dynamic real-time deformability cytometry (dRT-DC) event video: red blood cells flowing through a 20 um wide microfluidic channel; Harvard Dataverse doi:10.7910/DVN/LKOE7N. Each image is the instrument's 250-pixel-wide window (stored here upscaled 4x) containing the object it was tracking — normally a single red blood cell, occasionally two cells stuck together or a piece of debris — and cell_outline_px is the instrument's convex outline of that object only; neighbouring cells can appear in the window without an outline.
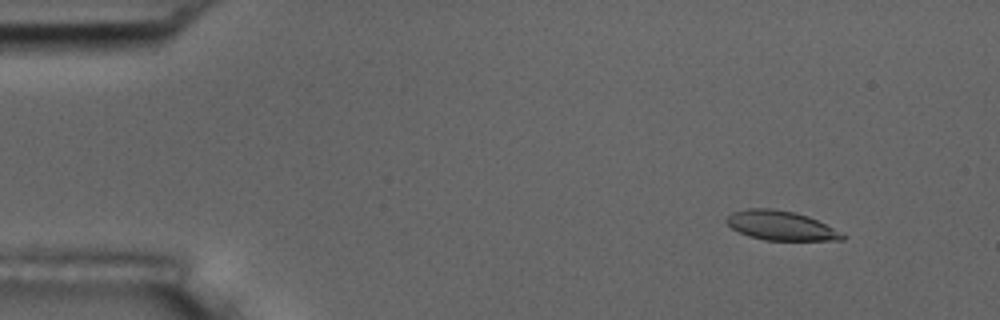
{"species": "common noctule bat (a hibernating species)", "species_latin": "Nyctalus noctula", "temperature_condition": "room temperature", "stored_images_in_passage": 56, "camera_frame_rate_fps": 3000, "um_per_image_px": 0.085, "animal": {"sex": "male", "body_mass_g": 17.5, "forearm_length_mm": 52.3}, "frame": {"image": 1, "passage_image": 6, "time_ms": 1.667, "image_size_px": [1000, 320], "cell_outline_px": [[848, 236], [844, 240], [764, 240], [748, 236], [732, 228], [724, 220], [732, 212], [748, 208], [772, 208], [796, 212], [808, 216], [844, 232]], "centroid_in_image_um": [66.41, 19.17], "position_along_channel_um": 18.6, "area_um2": 20.06}}
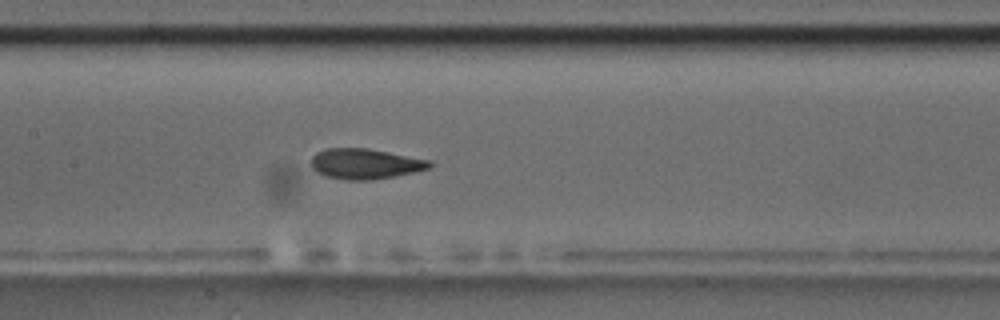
{"frame": {"image": 2, "passage_image": 27, "time_ms": 8.667, "image_size_px": [1000, 320], "cell_outline_px": [[432, 164], [428, 168], [396, 176], [372, 180], [344, 180], [328, 176], [316, 172], [312, 168], [312, 156], [316, 152], [324, 148], [368, 148], [432, 160]], "centroid_in_image_um": [31.03, 13.91], "position_along_channel_um": 176.4, "area_um2": 21.04}}
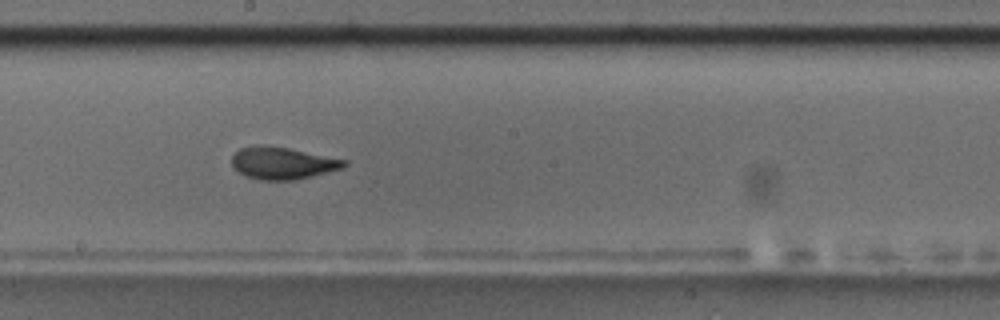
{"frame": {"image": 3, "passage_image": 31, "time_ms": 10.0, "image_size_px": [1000, 320], "cell_outline_px": [[348, 164], [344, 168], [296, 180], [260, 180], [244, 176], [232, 164], [232, 156], [240, 148], [256, 144], [260, 144], [288, 148], [348, 160]], "centroid_in_image_um": [24.03, 13.86], "position_along_channel_um": 224.2, "area_um2": 21.15}, "authors_computed_cell_mechanics": {"area_um2": 20.9814, "velocity_mm_per_s": 3.6106, "shape_relaxation_time_tau1_ms": 4.3227, "shape_relaxation_time_tau2_ms": 1.2328, "deformation_change_tau1": 0.1532, "deformation_change_tau2": 0.0664}}